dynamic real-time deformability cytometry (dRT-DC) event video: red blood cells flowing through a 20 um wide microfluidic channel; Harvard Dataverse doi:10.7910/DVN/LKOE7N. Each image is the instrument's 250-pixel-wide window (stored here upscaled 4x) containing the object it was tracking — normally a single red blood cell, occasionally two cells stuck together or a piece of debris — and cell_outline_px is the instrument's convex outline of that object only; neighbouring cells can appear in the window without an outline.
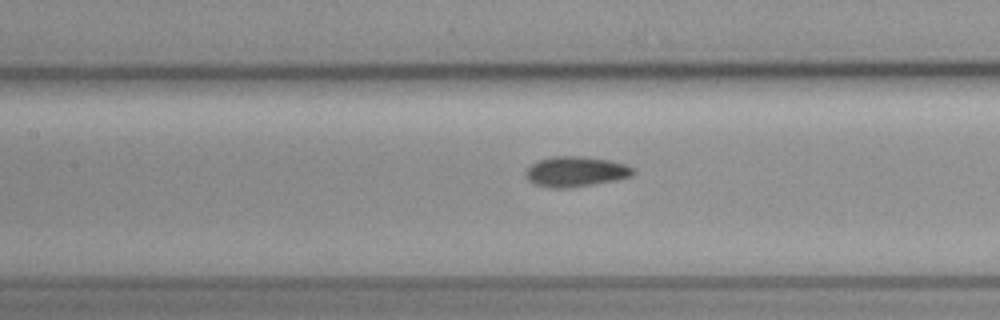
{"species": "common noctule bat (a hibernating species)", "species_latin": "Nyctalus noctula", "temperature_condition": "cold", "stored_images_in_passage": 29, "camera_frame_rate_fps": 3000, "um_per_image_px": 0.085, "animal": {"sex": "female", "body_mass_g": 19.3, "forearm_length_mm": 54.1}, "frame": {"image": 1, "passage_image": 12, "time_ms": 3.667, "image_size_px": [1000, 320], "cell_outline_px": [[636, 172], [632, 176], [616, 180], [572, 188], [548, 188], [536, 184], [528, 180], [524, 176], [524, 172], [536, 160], [552, 156], [584, 156], [608, 160], [624, 164], [636, 168]], "centroid_in_image_um": [48.93, 14.59], "position_along_channel_um": 158.5, "area_um2": 19.25}}
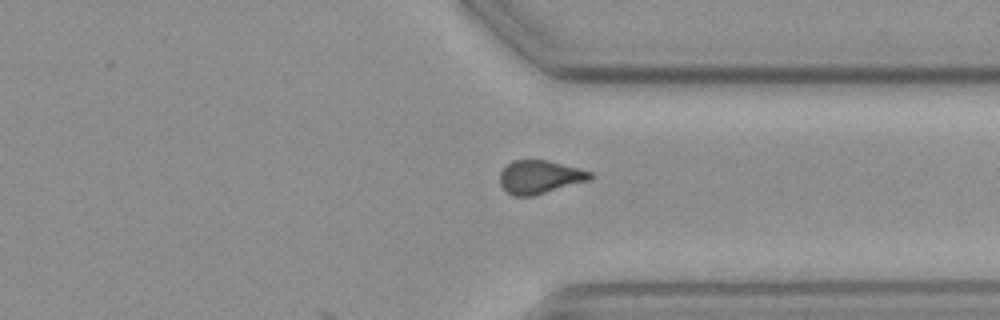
{"frame": {"image": 2, "passage_image": 29, "time_ms": 9.333, "image_size_px": [1000, 320], "cell_outline_px": [[592, 176], [588, 180], [532, 196], [512, 196], [500, 184], [500, 172], [512, 160], [548, 160], [592, 172]], "centroid_in_image_um": [45.84, 15.04], "position_along_channel_um": 365.6, "area_um2": 17.22}}